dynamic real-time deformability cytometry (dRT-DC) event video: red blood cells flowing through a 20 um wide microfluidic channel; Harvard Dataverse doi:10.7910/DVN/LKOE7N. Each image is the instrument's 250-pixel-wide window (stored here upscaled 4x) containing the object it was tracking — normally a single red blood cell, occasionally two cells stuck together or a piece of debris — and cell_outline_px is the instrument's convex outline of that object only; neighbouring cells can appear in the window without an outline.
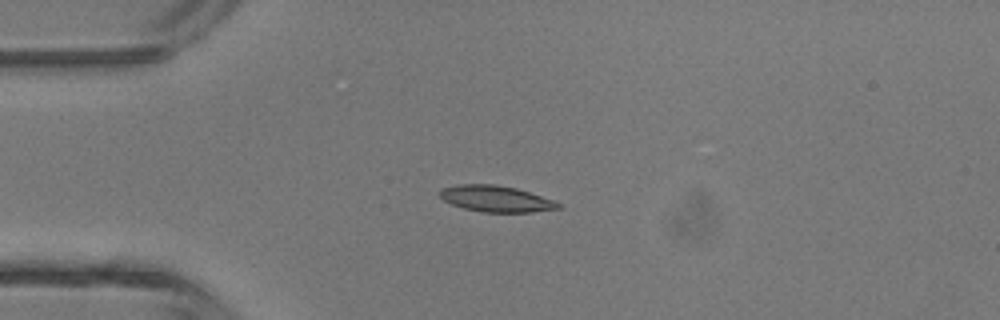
{"species": "common noctule bat (a hibernating species)", "species_latin": "Nyctalus noctula", "temperature_condition": "room temperature", "stored_images_in_passage": 1, "camera_frame_rate_fps": 3000, "um_per_image_px": 0.085, "animal": {"sex": "male", "body_mass_g": 13.3}, "frame": {"image": 1, "passage_image": 1, "time_ms": 0.0, "image_size_px": [1000, 320], "cell_outline_px": [[560, 208], [532, 212], [480, 212], [464, 208], [452, 204], [444, 200], [440, 196], [440, 188], [456, 184], [496, 184], [516, 188], [552, 200], [560, 204]], "centroid_in_image_um": [42.1, 16.89], "position_along_channel_um": 42.9, "area_um2": 17.98}}